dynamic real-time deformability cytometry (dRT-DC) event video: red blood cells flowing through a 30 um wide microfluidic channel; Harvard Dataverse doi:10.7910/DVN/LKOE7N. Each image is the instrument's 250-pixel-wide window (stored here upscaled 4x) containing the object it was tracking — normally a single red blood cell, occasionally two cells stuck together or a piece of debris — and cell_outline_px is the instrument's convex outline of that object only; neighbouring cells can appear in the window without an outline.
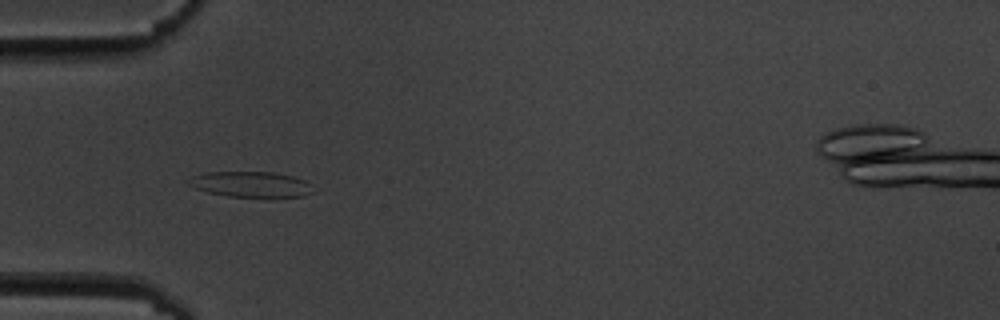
{"species": "common noctule bat (a hibernating species)", "species_latin": "Nyctalus noctula", "temperature_condition": "cold", "stored_images_in_passage": 6, "camera_frame_rate_fps": 3000, "um_per_image_px": 0.085, "animal": {"sex": "male", "body_mass_g": 19.5, "forearm_length_mm": 54.6}, "frame": {"image": 1, "passage_image": 5, "time_ms": 4.667, "image_size_px": [1000, 320], "cell_outline_px": [[312, 192], [304, 196], [228, 196], [208, 192], [192, 188], [184, 180], [188, 176], [204, 172], [272, 172], [292, 176], [304, 180], [308, 184]], "centroid_in_image_um": [21.17, 15.64], "position_along_channel_um": 63.8, "area_um2": 18.44}}